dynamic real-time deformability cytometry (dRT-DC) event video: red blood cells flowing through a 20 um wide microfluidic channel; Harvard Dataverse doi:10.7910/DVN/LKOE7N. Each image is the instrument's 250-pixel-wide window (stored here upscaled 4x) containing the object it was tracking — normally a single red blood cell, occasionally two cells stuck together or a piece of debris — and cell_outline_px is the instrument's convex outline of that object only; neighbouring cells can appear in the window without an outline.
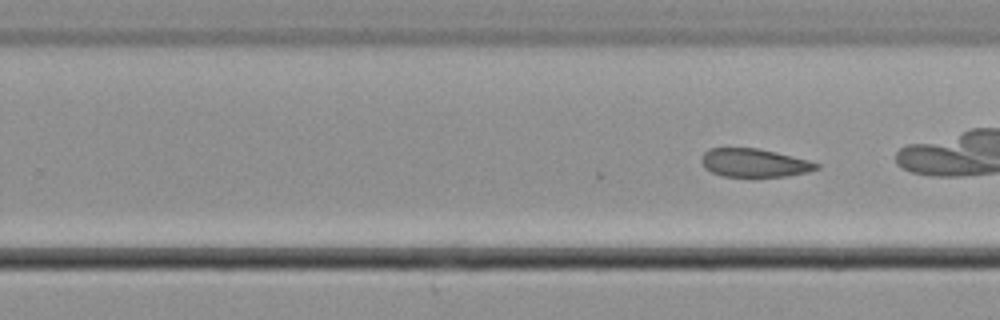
{"species": "common noctule bat (a hibernating species)", "species_latin": "Nyctalus noctula", "temperature_condition": "cold", "stored_images_in_passage": 15, "camera_frame_rate_fps": 3000, "um_per_image_px": 0.085, "animal": {"sex": "male", "body_mass_g": 21.5, "forearm_length_mm": 52.0}, "frame": {"image": 1, "passage_image": 15, "time_ms": 4.667, "image_size_px": [1000, 320], "cell_outline_px": [[820, 168], [808, 172], [788, 176], [724, 176], [712, 172], [704, 168], [700, 160], [704, 152], [708, 148], [756, 148], [776, 152], [808, 160], [820, 164]], "centroid_in_image_um": [64.1, 13.84], "position_along_channel_um": 265.7, "area_um2": 18.96}}